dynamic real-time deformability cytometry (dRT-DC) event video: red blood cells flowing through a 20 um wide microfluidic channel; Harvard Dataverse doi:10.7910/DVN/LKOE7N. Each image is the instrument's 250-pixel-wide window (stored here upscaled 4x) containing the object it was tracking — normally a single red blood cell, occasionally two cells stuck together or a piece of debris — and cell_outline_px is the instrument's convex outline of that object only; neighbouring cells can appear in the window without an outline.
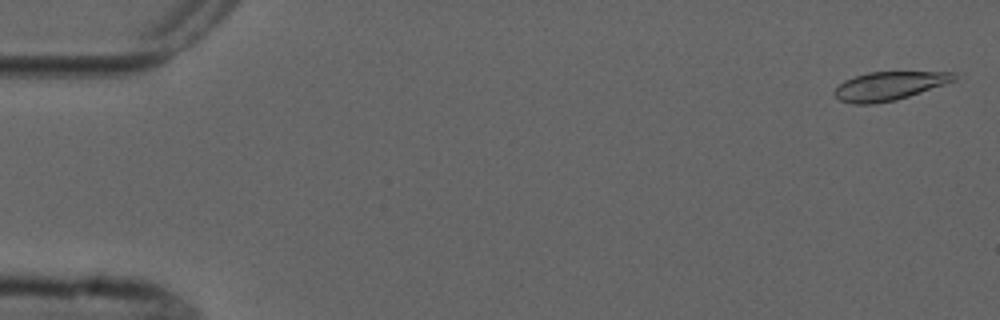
{"species": "common noctule bat (a hibernating species)", "species_latin": "Nyctalus noctula", "temperature_condition": "cold", "stored_images_in_passage": 5, "camera_frame_rate_fps": 3000, "um_per_image_px": 0.085, "animal": {"sex": "male", "forearm_length_mm": 52.5}, "frame": {"image": 1, "passage_image": 1, "time_ms": 0.0, "image_size_px": [1000, 320], "cell_outline_px": [[956, 80], [896, 100], [872, 104], [852, 104], [840, 100], [832, 92], [844, 80], [868, 72], [956, 72]], "centroid_in_image_um": [75.55, 7.3], "position_along_channel_um": 9.4, "area_um2": 19.71}}
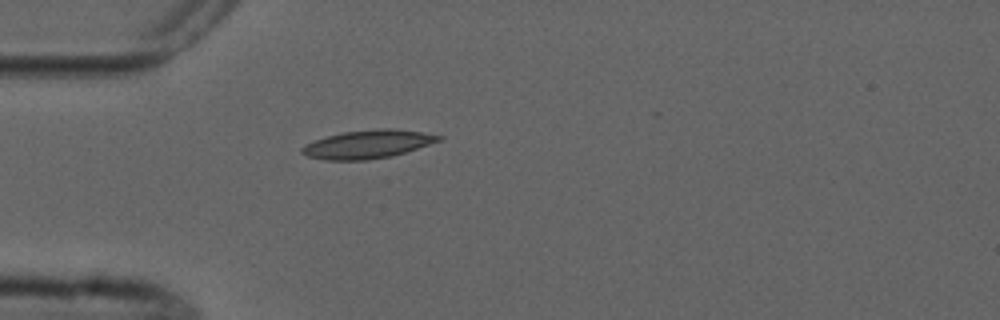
{"frame": {"image": 2, "passage_image": 5, "time_ms": 4.667, "image_size_px": [1000, 320], "cell_outline_px": [[444, 140], [392, 156], [368, 160], [324, 160], [308, 156], [300, 152], [300, 148], [316, 140], [328, 136], [344, 132], [376, 128], [392, 128], [420, 132], [444, 136]], "centroid_in_image_um": [31.31, 12.26], "position_along_channel_um": 53.7, "area_um2": 22.54}}